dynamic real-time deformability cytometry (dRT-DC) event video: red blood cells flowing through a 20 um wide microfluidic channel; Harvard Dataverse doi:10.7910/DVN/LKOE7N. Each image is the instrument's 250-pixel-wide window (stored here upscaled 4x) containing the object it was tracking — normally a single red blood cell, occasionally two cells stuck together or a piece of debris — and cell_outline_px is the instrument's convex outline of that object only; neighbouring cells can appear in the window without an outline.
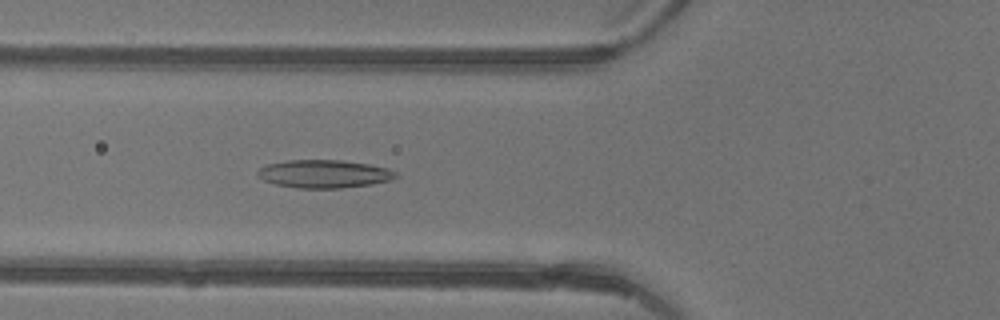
{"species": "common noctule bat (a hibernating species)", "species_latin": "Nyctalus noctula", "temperature_condition": "warm", "stored_images_in_passage": 47, "camera_frame_rate_fps": 3000, "um_per_image_px": 0.085, "animal": {"sex": "female"}, "frame": {"image": 1, "passage_image": 18, "time_ms": 5.667, "image_size_px": [1000, 320], "cell_outline_px": [[396, 176], [392, 180], [372, 184], [340, 188], [296, 188], [276, 184], [264, 180], [256, 172], [260, 168], [268, 164], [288, 160], [340, 160], [368, 164], [388, 168], [396, 172]], "centroid_in_image_um": [27.56, 14.78], "position_along_channel_um": 98.2, "area_um2": 22.43}}
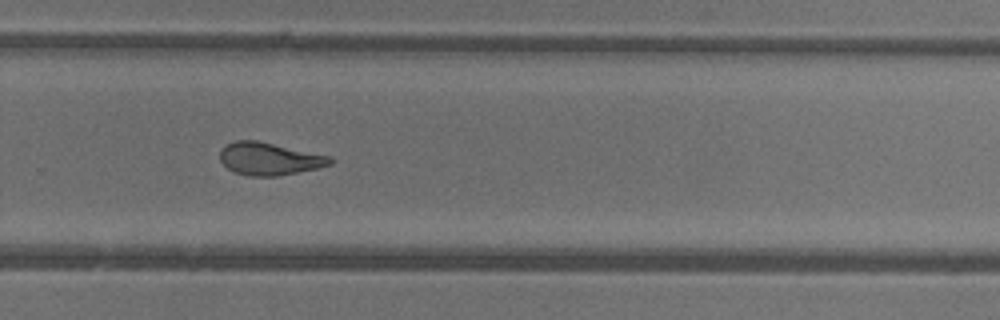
{"frame": {"image": 2, "passage_image": 32, "time_ms": 10.333, "image_size_px": [1000, 320], "cell_outline_px": [[332, 164], [316, 168], [276, 176], [248, 176], [236, 172], [228, 168], [220, 160], [220, 148], [224, 144], [236, 140], [256, 140], [332, 156]], "centroid_in_image_um": [22.87, 13.48], "position_along_channel_um": 306.9, "area_um2": 20.87}}
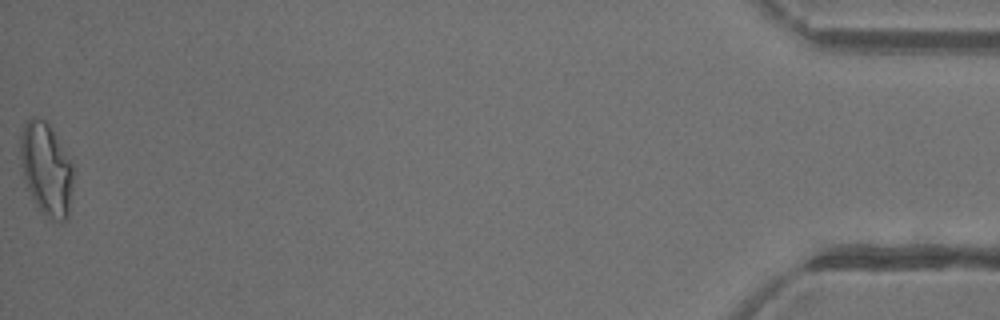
{"frame": {"image": 3, "passage_image": 47, "time_ms": 15.333, "image_size_px": [1000, 320], "cell_outline_px": [[72, 192], [68, 220], [60, 224], [52, 220], [36, 204], [28, 188], [20, 164], [20, 136], [24, 124], [32, 116], [36, 116], [44, 120], [48, 124], [72, 164]], "centroid_in_image_um": [3.93, 14.4], "position_along_channel_um": 431.3, "area_um2": 28.26}, "authors_computed_cell_mechanics": {"area_um2": 22.4264, "velocity_mm_per_s": 4.4663, "shape_relaxation_time_tau1_ms": null, "shape_relaxation_time_tau2_ms": 2.071, "deformation_change_tau1": null, "deformation_change_tau2": 0.0984}}